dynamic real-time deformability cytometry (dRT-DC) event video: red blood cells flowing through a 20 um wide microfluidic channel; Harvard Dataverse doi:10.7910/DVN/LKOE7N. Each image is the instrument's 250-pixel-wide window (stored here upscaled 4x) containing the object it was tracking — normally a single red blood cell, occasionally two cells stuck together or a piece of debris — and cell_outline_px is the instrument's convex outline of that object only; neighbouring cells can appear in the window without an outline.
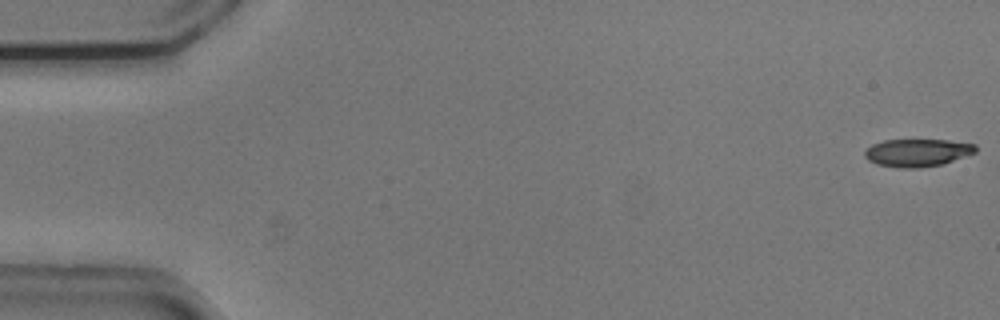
{"species": "common noctule bat (a hibernating species)", "species_latin": "Nyctalus noctula", "temperature_condition": "cold", "stored_images_in_passage": 16, "camera_frame_rate_fps": 3000, "um_per_image_px": 0.085, "animal": {"sex": "male", "body_mass_g": 20.5, "forearm_length_mm": 52.5}, "frame": {"image": 1, "passage_image": 1, "time_ms": 0.0, "image_size_px": [1000, 320], "cell_outline_px": [[976, 152], [944, 164], [920, 168], [900, 168], [876, 164], [868, 160], [864, 156], [864, 152], [872, 144], [884, 140], [948, 140], [976, 144]], "centroid_in_image_um": [77.98, 12.98], "position_along_channel_um": 7.0, "area_um2": 17.98}}
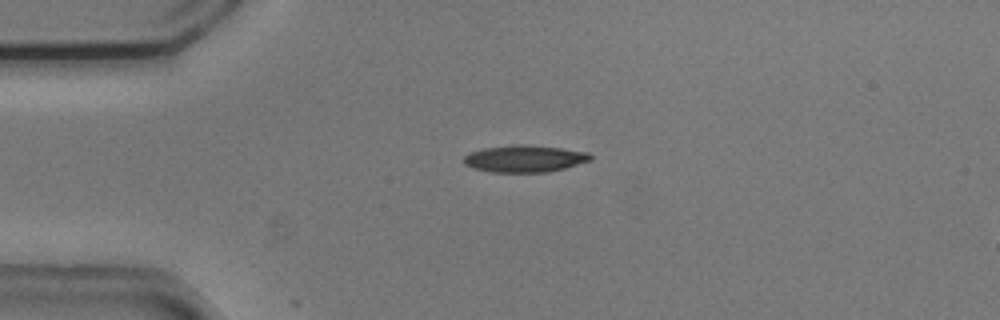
{"frame": {"image": 2, "passage_image": 13, "time_ms": 4.0, "image_size_px": [1000, 320], "cell_outline_px": [[592, 160], [564, 168], [548, 172], [492, 172], [472, 168], [464, 164], [464, 156], [468, 152], [484, 148], [512, 144], [528, 144], [560, 148], [588, 152], [592, 156]], "centroid_in_image_um": [44.57, 13.48], "position_along_channel_um": 40.4, "area_um2": 20.06}}